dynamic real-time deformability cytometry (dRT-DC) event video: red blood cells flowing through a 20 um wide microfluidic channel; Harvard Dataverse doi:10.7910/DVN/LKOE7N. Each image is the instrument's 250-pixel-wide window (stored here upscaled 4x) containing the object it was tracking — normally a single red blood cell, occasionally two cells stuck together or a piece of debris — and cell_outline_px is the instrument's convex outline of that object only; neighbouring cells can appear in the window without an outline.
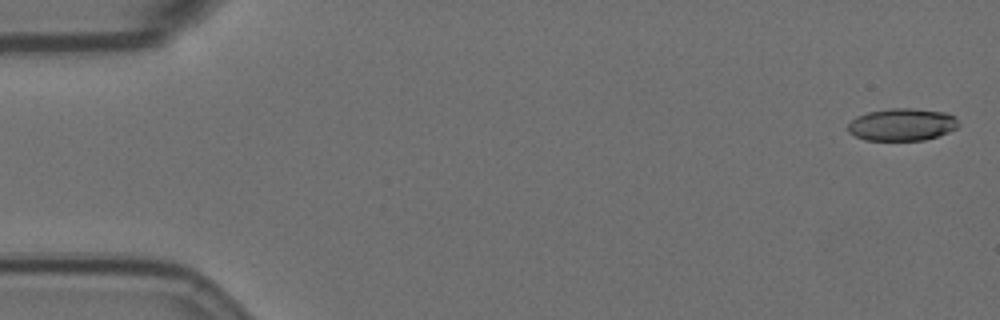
{"species": "Egyptian fruit bat (a non-hibernating species)", "species_latin": "Rousettus aegyptiacus", "temperature_condition": "room temperature", "stored_images_in_passage": 58, "camera_frame_rate_fps": 3000, "um_per_image_px": 0.085, "animal": {"sex": "female"}, "frame": {"image": 1, "passage_image": 2, "time_ms": 0.333, "image_size_px": [1000, 320], "cell_outline_px": [[960, 124], [956, 128], [948, 132], [924, 140], [864, 140], [848, 132], [848, 124], [856, 116], [868, 112], [888, 108], [912, 108], [948, 112], [956, 116]], "centroid_in_image_um": [76.69, 10.57], "position_along_channel_um": 8.3, "area_um2": 21.04}}
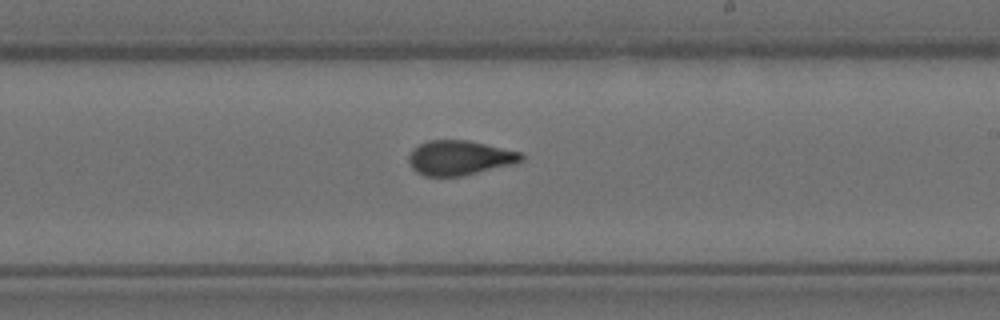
{"frame": {"image": 2, "passage_image": 34, "time_ms": 11.0, "image_size_px": [1000, 320], "cell_outline_px": [[524, 160], [516, 164], [460, 176], [424, 176], [416, 172], [412, 168], [408, 160], [408, 156], [412, 148], [428, 140], [468, 140], [520, 152], [524, 156]], "centroid_in_image_um": [39.05, 13.41], "position_along_channel_um": 249.9, "area_um2": 22.83}}
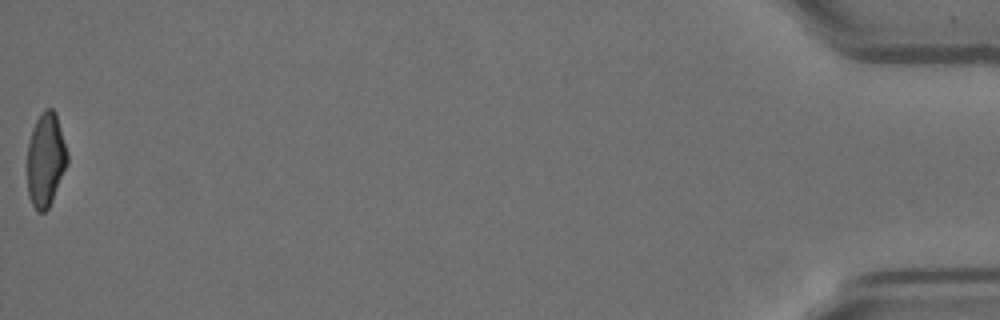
{"frame": {"image": 3, "passage_image": 58, "time_ms": 19.0, "image_size_px": [1000, 320], "cell_outline_px": [[68, 164], [52, 200], [48, 208], [44, 212], [36, 212], [28, 196], [28, 144], [32, 128], [40, 112], [44, 108], [52, 108], [56, 112], [68, 152]], "centroid_in_image_um": [3.89, 13.55], "position_along_channel_um": 431.3, "area_um2": 22.14}, "authors_computed_cell_mechanics": {"area_um2": 22.6287, "velocity_mm_per_s": 3.5384, "shape_relaxation_time_tau1_ms": 9.0245, "shape_relaxation_time_tau2_ms": 1.6382, "deformation_change_tau1": 0.2368, "deformation_change_tau2": 0.0749}}